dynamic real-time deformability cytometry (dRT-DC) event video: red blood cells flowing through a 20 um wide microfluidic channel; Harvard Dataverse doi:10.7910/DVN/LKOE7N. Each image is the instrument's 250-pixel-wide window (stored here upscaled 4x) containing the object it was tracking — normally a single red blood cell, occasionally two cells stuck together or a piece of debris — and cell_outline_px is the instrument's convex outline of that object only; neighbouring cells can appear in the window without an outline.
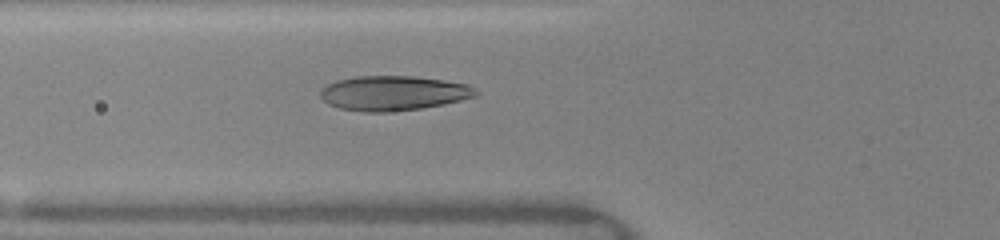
{"species": "human", "species_latin": "Homo sapiens", "temperature_condition": "warm", "stored_images_in_passage": 6, "camera_frame_rate_fps": 3000, "um_per_image_px": 0.085, "donor": {"sex": "female"}, "frame": {"image": 1, "passage_image": 6, "time_ms": 6.0, "image_size_px": [1000, 240], "cell_outline_px": [[480, 92], [476, 96], [444, 104], [420, 108], [388, 112], [364, 112], [340, 108], [328, 104], [320, 96], [320, 92], [328, 84], [336, 80], [356, 76], [412, 76], [444, 80], [468, 84], [476, 88]], "centroid_in_image_um": [33.46, 7.91], "position_along_channel_um": 92.3, "area_um2": 31.44}}